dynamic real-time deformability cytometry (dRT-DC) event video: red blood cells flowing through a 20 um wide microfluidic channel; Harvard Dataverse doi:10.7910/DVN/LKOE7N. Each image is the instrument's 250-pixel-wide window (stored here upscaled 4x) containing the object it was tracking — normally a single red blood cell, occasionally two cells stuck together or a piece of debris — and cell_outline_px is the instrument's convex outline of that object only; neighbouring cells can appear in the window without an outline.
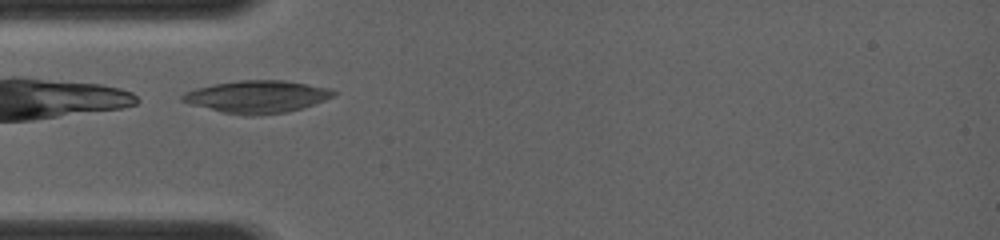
{"species": "common noctule bat (a hibernating species)", "species_latin": "Nyctalus noctula", "temperature_condition": "room temperature", "stored_images_in_passage": 41, "camera_frame_rate_fps": 4000, "um_per_image_px": 0.085, "animal": {"sex": "female", "body_mass_g": 19.0, "forearm_length_mm": 56.7}, "frame": {"image": 1, "passage_image": 1, "time_ms": 0.0, "image_size_px": [1000, 240], "cell_outline_px": [[340, 92], [336, 96], [288, 112], [256, 116], [248, 116], [224, 112], [188, 104], [180, 100], [180, 96], [184, 92], [196, 88], [216, 84], [240, 80], [284, 80], [332, 88]], "centroid_in_image_um": [21.88, 8.22], "position_along_channel_um": 63.1, "area_um2": 28.67}}
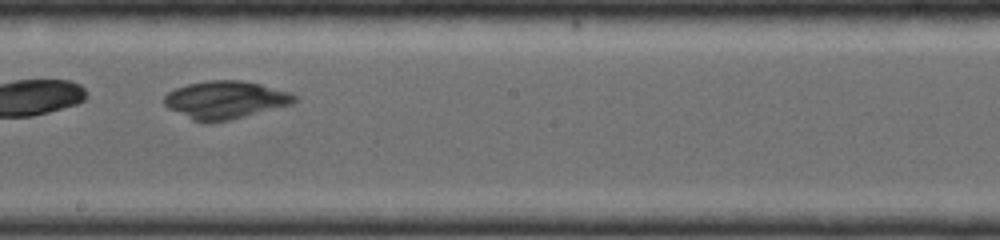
{"frame": {"image": 2, "passage_image": 24, "time_ms": 3.75, "image_size_px": [1000, 240], "cell_outline_px": [[300, 100], [292, 104], [228, 120], [192, 120], [168, 108], [164, 104], [164, 96], [168, 92], [176, 88], [188, 84], [208, 80], [240, 80], [260, 84], [288, 92], [296, 96]], "centroid_in_image_um": [19.15, 8.46], "position_along_channel_um": 229.0, "area_um2": 28.09}}
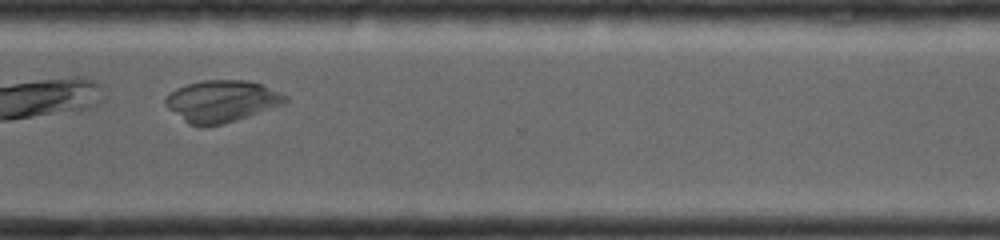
{"frame": {"image": 3, "passage_image": 40, "time_ms": 6.5, "image_size_px": [1000, 240], "cell_outline_px": [[288, 100], [284, 104], [220, 124], [192, 124], [168, 108], [164, 104], [164, 100], [176, 88], [200, 80], [248, 80], [264, 84], [288, 96]], "centroid_in_image_um": [18.89, 8.54], "position_along_channel_um": 351.7, "area_um2": 28.38}}